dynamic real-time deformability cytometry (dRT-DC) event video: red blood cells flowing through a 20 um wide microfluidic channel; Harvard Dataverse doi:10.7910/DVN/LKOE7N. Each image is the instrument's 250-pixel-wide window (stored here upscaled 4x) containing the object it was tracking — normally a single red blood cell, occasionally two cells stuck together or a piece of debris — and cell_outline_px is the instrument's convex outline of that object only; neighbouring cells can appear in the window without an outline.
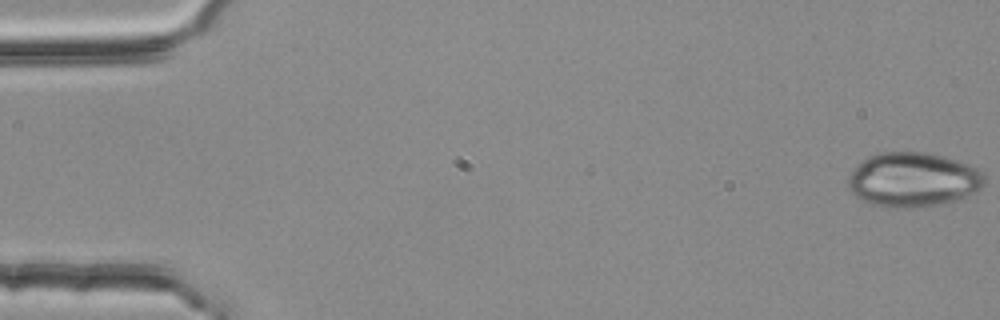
{"species": "common noctule bat (a hibernating species)", "species_latin": "Nyctalus noctula", "temperature_condition": "room temperature", "stored_images_in_passage": 54, "camera_frame_rate_fps": 3000, "um_per_image_px": 0.085, "animal": {"sex": "female", "body_mass_g": 25.1}, "frame": {"image": 1, "passage_image": 1, "time_ms": 0.0, "image_size_px": [1000, 320], "cell_outline_px": [[984, 184], [980, 188], [948, 204], [912, 208], [896, 208], [872, 204], [856, 196], [848, 188], [848, 176], [868, 156], [880, 152], [924, 152], [944, 156], [968, 164], [984, 172]], "centroid_in_image_um": [77.62, 15.28], "position_along_channel_um": 7.4, "area_um2": 43.18}}
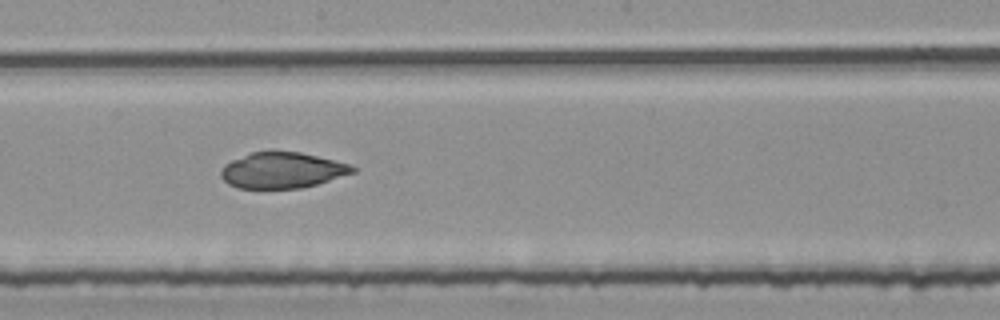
{"frame": {"image": 2, "passage_image": 30, "time_ms": 9.667, "image_size_px": [1000, 320], "cell_outline_px": [[356, 172], [316, 184], [300, 188], [240, 188], [228, 184], [220, 176], [220, 172], [224, 164], [232, 160], [252, 152], [268, 148], [272, 148], [300, 152], [348, 164], [356, 168]], "centroid_in_image_um": [23.94, 14.44], "position_along_channel_um": 224.3, "area_um2": 27.86}}
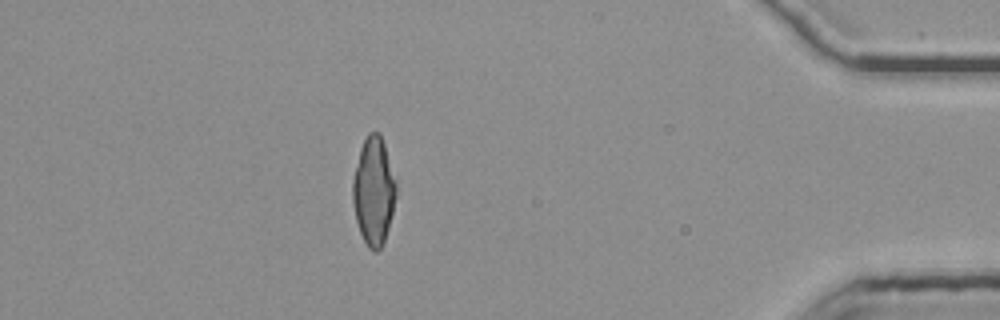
{"frame": {"image": 3, "passage_image": 48, "time_ms": 15.667, "image_size_px": [1000, 320], "cell_outline_px": [[396, 196], [384, 244], [376, 252], [372, 252], [368, 248], [360, 232], [356, 220], [352, 204], [352, 180], [360, 148], [368, 132], [380, 132], [396, 180]], "centroid_in_image_um": [31.75, 16.25], "position_along_channel_um": 403.5, "area_um2": 27.4}, "authors_computed_cell_mechanics": {"area_um2": 29.0156, "velocity_mm_per_s": 3.7984, "shape_relaxation_time_tau1_ms": null, "shape_relaxation_time_tau2_ms": 2.845, "deformation_change_tau1": null, "deformation_change_tau2": 0.0667}}